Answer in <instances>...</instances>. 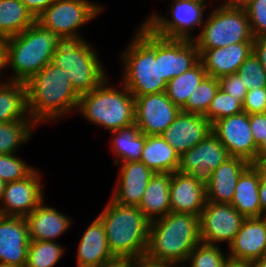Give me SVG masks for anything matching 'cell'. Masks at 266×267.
<instances>
[{
	"instance_id": "6da1fadb",
	"label": "cell",
	"mask_w": 266,
	"mask_h": 267,
	"mask_svg": "<svg viewBox=\"0 0 266 267\" xmlns=\"http://www.w3.org/2000/svg\"><path fill=\"white\" fill-rule=\"evenodd\" d=\"M201 243L199 216L170 212L150 221L149 241L144 261L157 265L177 266L186 262Z\"/></svg>"
},
{
	"instance_id": "7a4b0ae2",
	"label": "cell",
	"mask_w": 266,
	"mask_h": 267,
	"mask_svg": "<svg viewBox=\"0 0 266 267\" xmlns=\"http://www.w3.org/2000/svg\"><path fill=\"white\" fill-rule=\"evenodd\" d=\"M27 110L35 122H50L77 110L80 95L60 67L51 62L26 83Z\"/></svg>"
},
{
	"instance_id": "3957f363",
	"label": "cell",
	"mask_w": 266,
	"mask_h": 267,
	"mask_svg": "<svg viewBox=\"0 0 266 267\" xmlns=\"http://www.w3.org/2000/svg\"><path fill=\"white\" fill-rule=\"evenodd\" d=\"M97 218L103 224L110 251L117 259L144 260L150 220L138 207L123 206L110 199Z\"/></svg>"
},
{
	"instance_id": "277c9868",
	"label": "cell",
	"mask_w": 266,
	"mask_h": 267,
	"mask_svg": "<svg viewBox=\"0 0 266 267\" xmlns=\"http://www.w3.org/2000/svg\"><path fill=\"white\" fill-rule=\"evenodd\" d=\"M122 54V84L134 98L166 92L167 83L160 77L159 36L142 24Z\"/></svg>"
},
{
	"instance_id": "5b68a950",
	"label": "cell",
	"mask_w": 266,
	"mask_h": 267,
	"mask_svg": "<svg viewBox=\"0 0 266 267\" xmlns=\"http://www.w3.org/2000/svg\"><path fill=\"white\" fill-rule=\"evenodd\" d=\"M62 40L37 21L18 35L8 38L7 66L14 75L9 81L26 83L45 65Z\"/></svg>"
},
{
	"instance_id": "8992f818",
	"label": "cell",
	"mask_w": 266,
	"mask_h": 267,
	"mask_svg": "<svg viewBox=\"0 0 266 267\" xmlns=\"http://www.w3.org/2000/svg\"><path fill=\"white\" fill-rule=\"evenodd\" d=\"M106 78L94 90L80 95L77 111L91 123L109 131L135 124V99L122 84L121 90L108 85Z\"/></svg>"
},
{
	"instance_id": "52a82bcc",
	"label": "cell",
	"mask_w": 266,
	"mask_h": 267,
	"mask_svg": "<svg viewBox=\"0 0 266 267\" xmlns=\"http://www.w3.org/2000/svg\"><path fill=\"white\" fill-rule=\"evenodd\" d=\"M93 49L84 39L62 40L51 59L52 64L64 70L79 95L94 90L107 78Z\"/></svg>"
},
{
	"instance_id": "ba28073f",
	"label": "cell",
	"mask_w": 266,
	"mask_h": 267,
	"mask_svg": "<svg viewBox=\"0 0 266 267\" xmlns=\"http://www.w3.org/2000/svg\"><path fill=\"white\" fill-rule=\"evenodd\" d=\"M201 27L200 34L193 37L199 55L206 49L254 41L249 18L243 8L220 5L212 10Z\"/></svg>"
},
{
	"instance_id": "9c48e42d",
	"label": "cell",
	"mask_w": 266,
	"mask_h": 267,
	"mask_svg": "<svg viewBox=\"0 0 266 267\" xmlns=\"http://www.w3.org/2000/svg\"><path fill=\"white\" fill-rule=\"evenodd\" d=\"M103 6L88 0H56L36 21L52 30L61 40H78L79 27L90 23L102 11Z\"/></svg>"
},
{
	"instance_id": "30bf717a",
	"label": "cell",
	"mask_w": 266,
	"mask_h": 267,
	"mask_svg": "<svg viewBox=\"0 0 266 267\" xmlns=\"http://www.w3.org/2000/svg\"><path fill=\"white\" fill-rule=\"evenodd\" d=\"M206 8V2L202 0H173L172 20L153 13L143 24L163 38L193 40L191 31L205 22L203 13Z\"/></svg>"
},
{
	"instance_id": "8fae6325",
	"label": "cell",
	"mask_w": 266,
	"mask_h": 267,
	"mask_svg": "<svg viewBox=\"0 0 266 267\" xmlns=\"http://www.w3.org/2000/svg\"><path fill=\"white\" fill-rule=\"evenodd\" d=\"M244 219L231 204L207 201L199 216L201 242L209 245L227 242L229 246Z\"/></svg>"
},
{
	"instance_id": "7c38bea8",
	"label": "cell",
	"mask_w": 266,
	"mask_h": 267,
	"mask_svg": "<svg viewBox=\"0 0 266 267\" xmlns=\"http://www.w3.org/2000/svg\"><path fill=\"white\" fill-rule=\"evenodd\" d=\"M212 133L226 147L230 156L240 157L256 164L257 146L249 124V115L241 112L212 124Z\"/></svg>"
},
{
	"instance_id": "4fadbf2b",
	"label": "cell",
	"mask_w": 266,
	"mask_h": 267,
	"mask_svg": "<svg viewBox=\"0 0 266 267\" xmlns=\"http://www.w3.org/2000/svg\"><path fill=\"white\" fill-rule=\"evenodd\" d=\"M135 99V124L145 135H161L181 109L166 92L146 94Z\"/></svg>"
},
{
	"instance_id": "5bb4252c",
	"label": "cell",
	"mask_w": 266,
	"mask_h": 267,
	"mask_svg": "<svg viewBox=\"0 0 266 267\" xmlns=\"http://www.w3.org/2000/svg\"><path fill=\"white\" fill-rule=\"evenodd\" d=\"M39 173L34 169L25 178L5 184L0 215L26 217L44 201Z\"/></svg>"
},
{
	"instance_id": "9a60e30c",
	"label": "cell",
	"mask_w": 266,
	"mask_h": 267,
	"mask_svg": "<svg viewBox=\"0 0 266 267\" xmlns=\"http://www.w3.org/2000/svg\"><path fill=\"white\" fill-rule=\"evenodd\" d=\"M230 157L226 147L211 132L180 157L178 171L206 179L213 170Z\"/></svg>"
},
{
	"instance_id": "2e32d148",
	"label": "cell",
	"mask_w": 266,
	"mask_h": 267,
	"mask_svg": "<svg viewBox=\"0 0 266 267\" xmlns=\"http://www.w3.org/2000/svg\"><path fill=\"white\" fill-rule=\"evenodd\" d=\"M211 132L212 124L204 115L180 111L161 136L181 157Z\"/></svg>"
},
{
	"instance_id": "e0dca14e",
	"label": "cell",
	"mask_w": 266,
	"mask_h": 267,
	"mask_svg": "<svg viewBox=\"0 0 266 267\" xmlns=\"http://www.w3.org/2000/svg\"><path fill=\"white\" fill-rule=\"evenodd\" d=\"M171 212L200 216L207 202L205 179L179 171L171 173Z\"/></svg>"
},
{
	"instance_id": "ac0fdd59",
	"label": "cell",
	"mask_w": 266,
	"mask_h": 267,
	"mask_svg": "<svg viewBox=\"0 0 266 267\" xmlns=\"http://www.w3.org/2000/svg\"><path fill=\"white\" fill-rule=\"evenodd\" d=\"M199 61V52L193 40L169 39L159 36L160 77L168 83Z\"/></svg>"
},
{
	"instance_id": "d6986e66",
	"label": "cell",
	"mask_w": 266,
	"mask_h": 267,
	"mask_svg": "<svg viewBox=\"0 0 266 267\" xmlns=\"http://www.w3.org/2000/svg\"><path fill=\"white\" fill-rule=\"evenodd\" d=\"M228 247L234 262H254L266 255V216L245 218Z\"/></svg>"
},
{
	"instance_id": "ffe728a7",
	"label": "cell",
	"mask_w": 266,
	"mask_h": 267,
	"mask_svg": "<svg viewBox=\"0 0 266 267\" xmlns=\"http://www.w3.org/2000/svg\"><path fill=\"white\" fill-rule=\"evenodd\" d=\"M29 242L25 217L0 215V263L26 267Z\"/></svg>"
},
{
	"instance_id": "44dd1931",
	"label": "cell",
	"mask_w": 266,
	"mask_h": 267,
	"mask_svg": "<svg viewBox=\"0 0 266 267\" xmlns=\"http://www.w3.org/2000/svg\"><path fill=\"white\" fill-rule=\"evenodd\" d=\"M120 164L122 165L111 200L123 206L138 207L154 172L141 161Z\"/></svg>"
},
{
	"instance_id": "7402d4cb",
	"label": "cell",
	"mask_w": 266,
	"mask_h": 267,
	"mask_svg": "<svg viewBox=\"0 0 266 267\" xmlns=\"http://www.w3.org/2000/svg\"><path fill=\"white\" fill-rule=\"evenodd\" d=\"M250 163L240 157H230L205 179L207 201L231 204L237 180Z\"/></svg>"
},
{
	"instance_id": "603a6c76",
	"label": "cell",
	"mask_w": 266,
	"mask_h": 267,
	"mask_svg": "<svg viewBox=\"0 0 266 267\" xmlns=\"http://www.w3.org/2000/svg\"><path fill=\"white\" fill-rule=\"evenodd\" d=\"M253 51V43H235L225 47L206 49L199 55L208 76L220 78L238 72Z\"/></svg>"
},
{
	"instance_id": "cb8c5ba5",
	"label": "cell",
	"mask_w": 266,
	"mask_h": 267,
	"mask_svg": "<svg viewBox=\"0 0 266 267\" xmlns=\"http://www.w3.org/2000/svg\"><path fill=\"white\" fill-rule=\"evenodd\" d=\"M117 258L111 253L101 221L96 217L78 243L77 267H103Z\"/></svg>"
},
{
	"instance_id": "d4e9b609",
	"label": "cell",
	"mask_w": 266,
	"mask_h": 267,
	"mask_svg": "<svg viewBox=\"0 0 266 267\" xmlns=\"http://www.w3.org/2000/svg\"><path fill=\"white\" fill-rule=\"evenodd\" d=\"M42 202L25 217L31 241H53L71 225V218Z\"/></svg>"
},
{
	"instance_id": "484cf974",
	"label": "cell",
	"mask_w": 266,
	"mask_h": 267,
	"mask_svg": "<svg viewBox=\"0 0 266 267\" xmlns=\"http://www.w3.org/2000/svg\"><path fill=\"white\" fill-rule=\"evenodd\" d=\"M260 163L250 164L239 176L231 205L245 218L262 217L259 199Z\"/></svg>"
},
{
	"instance_id": "4316f807",
	"label": "cell",
	"mask_w": 266,
	"mask_h": 267,
	"mask_svg": "<svg viewBox=\"0 0 266 267\" xmlns=\"http://www.w3.org/2000/svg\"><path fill=\"white\" fill-rule=\"evenodd\" d=\"M170 183L171 173H154L148 182L138 208L150 221L171 212Z\"/></svg>"
},
{
	"instance_id": "83f0119b",
	"label": "cell",
	"mask_w": 266,
	"mask_h": 267,
	"mask_svg": "<svg viewBox=\"0 0 266 267\" xmlns=\"http://www.w3.org/2000/svg\"><path fill=\"white\" fill-rule=\"evenodd\" d=\"M140 161L154 173L178 171L180 156L161 135H146Z\"/></svg>"
},
{
	"instance_id": "f1b7e54d",
	"label": "cell",
	"mask_w": 266,
	"mask_h": 267,
	"mask_svg": "<svg viewBox=\"0 0 266 267\" xmlns=\"http://www.w3.org/2000/svg\"><path fill=\"white\" fill-rule=\"evenodd\" d=\"M32 120L27 110L25 83L9 81L0 83V123Z\"/></svg>"
},
{
	"instance_id": "f546056e",
	"label": "cell",
	"mask_w": 266,
	"mask_h": 267,
	"mask_svg": "<svg viewBox=\"0 0 266 267\" xmlns=\"http://www.w3.org/2000/svg\"><path fill=\"white\" fill-rule=\"evenodd\" d=\"M36 22V18L19 0H0V36L20 34Z\"/></svg>"
},
{
	"instance_id": "4dcf8cb0",
	"label": "cell",
	"mask_w": 266,
	"mask_h": 267,
	"mask_svg": "<svg viewBox=\"0 0 266 267\" xmlns=\"http://www.w3.org/2000/svg\"><path fill=\"white\" fill-rule=\"evenodd\" d=\"M111 133L114 134L112 149L118 157L114 161L115 165L130 161H140L146 135L141 132L136 124L111 131Z\"/></svg>"
},
{
	"instance_id": "1f68e13d",
	"label": "cell",
	"mask_w": 266,
	"mask_h": 267,
	"mask_svg": "<svg viewBox=\"0 0 266 267\" xmlns=\"http://www.w3.org/2000/svg\"><path fill=\"white\" fill-rule=\"evenodd\" d=\"M202 62L199 60L193 67L167 83L166 94L180 109L186 104L188 97L199 86L206 76Z\"/></svg>"
},
{
	"instance_id": "d6a6232c",
	"label": "cell",
	"mask_w": 266,
	"mask_h": 267,
	"mask_svg": "<svg viewBox=\"0 0 266 267\" xmlns=\"http://www.w3.org/2000/svg\"><path fill=\"white\" fill-rule=\"evenodd\" d=\"M35 125L33 120L0 123V154H14L19 146L30 140Z\"/></svg>"
},
{
	"instance_id": "836d02e7",
	"label": "cell",
	"mask_w": 266,
	"mask_h": 267,
	"mask_svg": "<svg viewBox=\"0 0 266 267\" xmlns=\"http://www.w3.org/2000/svg\"><path fill=\"white\" fill-rule=\"evenodd\" d=\"M56 241H31L28 246L26 267H53L64 253Z\"/></svg>"
},
{
	"instance_id": "e575fe53",
	"label": "cell",
	"mask_w": 266,
	"mask_h": 267,
	"mask_svg": "<svg viewBox=\"0 0 266 267\" xmlns=\"http://www.w3.org/2000/svg\"><path fill=\"white\" fill-rule=\"evenodd\" d=\"M218 89V78L206 75L199 86L190 94L181 111L205 115Z\"/></svg>"
},
{
	"instance_id": "d590c367",
	"label": "cell",
	"mask_w": 266,
	"mask_h": 267,
	"mask_svg": "<svg viewBox=\"0 0 266 267\" xmlns=\"http://www.w3.org/2000/svg\"><path fill=\"white\" fill-rule=\"evenodd\" d=\"M217 245L199 243L187 258L191 267H228L230 259Z\"/></svg>"
},
{
	"instance_id": "8d00e7d4",
	"label": "cell",
	"mask_w": 266,
	"mask_h": 267,
	"mask_svg": "<svg viewBox=\"0 0 266 267\" xmlns=\"http://www.w3.org/2000/svg\"><path fill=\"white\" fill-rule=\"evenodd\" d=\"M241 112H243V104L219 88L204 116L213 124L221 118Z\"/></svg>"
},
{
	"instance_id": "74e56055",
	"label": "cell",
	"mask_w": 266,
	"mask_h": 267,
	"mask_svg": "<svg viewBox=\"0 0 266 267\" xmlns=\"http://www.w3.org/2000/svg\"><path fill=\"white\" fill-rule=\"evenodd\" d=\"M237 74L247 90L266 87V71L253 51L240 66Z\"/></svg>"
},
{
	"instance_id": "f35d334b",
	"label": "cell",
	"mask_w": 266,
	"mask_h": 267,
	"mask_svg": "<svg viewBox=\"0 0 266 267\" xmlns=\"http://www.w3.org/2000/svg\"><path fill=\"white\" fill-rule=\"evenodd\" d=\"M33 170L34 167L13 154H0V179L5 183L23 179Z\"/></svg>"
},
{
	"instance_id": "ab89813d",
	"label": "cell",
	"mask_w": 266,
	"mask_h": 267,
	"mask_svg": "<svg viewBox=\"0 0 266 267\" xmlns=\"http://www.w3.org/2000/svg\"><path fill=\"white\" fill-rule=\"evenodd\" d=\"M254 39L266 38V0H255L245 8Z\"/></svg>"
},
{
	"instance_id": "60d3db41",
	"label": "cell",
	"mask_w": 266,
	"mask_h": 267,
	"mask_svg": "<svg viewBox=\"0 0 266 267\" xmlns=\"http://www.w3.org/2000/svg\"><path fill=\"white\" fill-rule=\"evenodd\" d=\"M218 81L221 90L237 98L243 104L248 90L237 73L221 76Z\"/></svg>"
},
{
	"instance_id": "b9f144b4",
	"label": "cell",
	"mask_w": 266,
	"mask_h": 267,
	"mask_svg": "<svg viewBox=\"0 0 266 267\" xmlns=\"http://www.w3.org/2000/svg\"><path fill=\"white\" fill-rule=\"evenodd\" d=\"M243 112L248 115L266 112V87L247 91L243 102Z\"/></svg>"
},
{
	"instance_id": "7bdbcfd3",
	"label": "cell",
	"mask_w": 266,
	"mask_h": 267,
	"mask_svg": "<svg viewBox=\"0 0 266 267\" xmlns=\"http://www.w3.org/2000/svg\"><path fill=\"white\" fill-rule=\"evenodd\" d=\"M249 124L253 134L254 142L258 147L266 138V112L249 115Z\"/></svg>"
},
{
	"instance_id": "ee69618b",
	"label": "cell",
	"mask_w": 266,
	"mask_h": 267,
	"mask_svg": "<svg viewBox=\"0 0 266 267\" xmlns=\"http://www.w3.org/2000/svg\"><path fill=\"white\" fill-rule=\"evenodd\" d=\"M37 19L56 0H19Z\"/></svg>"
},
{
	"instance_id": "f6af8a7d",
	"label": "cell",
	"mask_w": 266,
	"mask_h": 267,
	"mask_svg": "<svg viewBox=\"0 0 266 267\" xmlns=\"http://www.w3.org/2000/svg\"><path fill=\"white\" fill-rule=\"evenodd\" d=\"M253 52L266 71V38L254 39Z\"/></svg>"
},
{
	"instance_id": "bcb514c9",
	"label": "cell",
	"mask_w": 266,
	"mask_h": 267,
	"mask_svg": "<svg viewBox=\"0 0 266 267\" xmlns=\"http://www.w3.org/2000/svg\"><path fill=\"white\" fill-rule=\"evenodd\" d=\"M259 199L261 211L266 216V169L260 164Z\"/></svg>"
},
{
	"instance_id": "7dc6e473",
	"label": "cell",
	"mask_w": 266,
	"mask_h": 267,
	"mask_svg": "<svg viewBox=\"0 0 266 267\" xmlns=\"http://www.w3.org/2000/svg\"><path fill=\"white\" fill-rule=\"evenodd\" d=\"M8 38L0 36V76L2 69L7 67Z\"/></svg>"
},
{
	"instance_id": "c3c4849f",
	"label": "cell",
	"mask_w": 266,
	"mask_h": 267,
	"mask_svg": "<svg viewBox=\"0 0 266 267\" xmlns=\"http://www.w3.org/2000/svg\"><path fill=\"white\" fill-rule=\"evenodd\" d=\"M139 260L135 259H117L112 263L106 264L103 267H135Z\"/></svg>"
},
{
	"instance_id": "681fc988",
	"label": "cell",
	"mask_w": 266,
	"mask_h": 267,
	"mask_svg": "<svg viewBox=\"0 0 266 267\" xmlns=\"http://www.w3.org/2000/svg\"><path fill=\"white\" fill-rule=\"evenodd\" d=\"M255 0H226L222 6L231 7V8H243L245 9L250 3Z\"/></svg>"
},
{
	"instance_id": "f907efd6",
	"label": "cell",
	"mask_w": 266,
	"mask_h": 267,
	"mask_svg": "<svg viewBox=\"0 0 266 267\" xmlns=\"http://www.w3.org/2000/svg\"><path fill=\"white\" fill-rule=\"evenodd\" d=\"M266 157V138L257 147L256 164H259Z\"/></svg>"
},
{
	"instance_id": "816d5d0a",
	"label": "cell",
	"mask_w": 266,
	"mask_h": 267,
	"mask_svg": "<svg viewBox=\"0 0 266 267\" xmlns=\"http://www.w3.org/2000/svg\"><path fill=\"white\" fill-rule=\"evenodd\" d=\"M228 267H256L253 262H234L230 261Z\"/></svg>"
},
{
	"instance_id": "f5cc1de1",
	"label": "cell",
	"mask_w": 266,
	"mask_h": 267,
	"mask_svg": "<svg viewBox=\"0 0 266 267\" xmlns=\"http://www.w3.org/2000/svg\"><path fill=\"white\" fill-rule=\"evenodd\" d=\"M135 267H175V266H170V265H157V264H152L148 263L146 261H139Z\"/></svg>"
},
{
	"instance_id": "db71d44e",
	"label": "cell",
	"mask_w": 266,
	"mask_h": 267,
	"mask_svg": "<svg viewBox=\"0 0 266 267\" xmlns=\"http://www.w3.org/2000/svg\"><path fill=\"white\" fill-rule=\"evenodd\" d=\"M256 267H266V255L253 262Z\"/></svg>"
},
{
	"instance_id": "11a10c76",
	"label": "cell",
	"mask_w": 266,
	"mask_h": 267,
	"mask_svg": "<svg viewBox=\"0 0 266 267\" xmlns=\"http://www.w3.org/2000/svg\"><path fill=\"white\" fill-rule=\"evenodd\" d=\"M5 184L6 183L2 179H0V201H1V198H2V195H3Z\"/></svg>"
},
{
	"instance_id": "9f6ffc18",
	"label": "cell",
	"mask_w": 266,
	"mask_h": 267,
	"mask_svg": "<svg viewBox=\"0 0 266 267\" xmlns=\"http://www.w3.org/2000/svg\"><path fill=\"white\" fill-rule=\"evenodd\" d=\"M0 267H18V266L0 263Z\"/></svg>"
},
{
	"instance_id": "6f0895ef",
	"label": "cell",
	"mask_w": 266,
	"mask_h": 267,
	"mask_svg": "<svg viewBox=\"0 0 266 267\" xmlns=\"http://www.w3.org/2000/svg\"><path fill=\"white\" fill-rule=\"evenodd\" d=\"M260 164L266 169V157L260 162Z\"/></svg>"
}]
</instances>
